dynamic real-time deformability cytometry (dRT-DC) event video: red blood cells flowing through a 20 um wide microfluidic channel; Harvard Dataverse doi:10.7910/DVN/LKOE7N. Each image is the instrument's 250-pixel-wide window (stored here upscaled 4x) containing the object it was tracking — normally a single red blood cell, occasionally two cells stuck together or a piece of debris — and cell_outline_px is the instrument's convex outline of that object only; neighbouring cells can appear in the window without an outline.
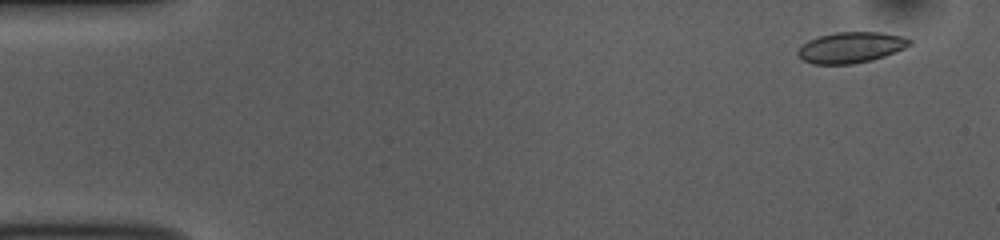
{"species": "common noctule bat (a hibernating species)", "species_latin": "Nyctalus noctula", "temperature_condition": "room temperature", "stored_images_in_passage": 52, "camera_frame_rate_fps": 3000, "um_per_image_px": 0.085, "animal": {"sex": "female", "body_mass_g": 10.0, "forearm_length_mm": 53.1}, "frame": {"image": 1, "passage_image": 3, "time_ms": 0.667, "image_size_px": [1000, 240], "cell_outline_px": [[912, 44], [904, 48], [884, 56], [872, 60], [852, 64], [812, 64], [804, 60], [796, 52], [808, 40], [820, 36], [836, 32], [880, 32], [904, 36], [912, 40]], "centroid_in_image_um": [72.36, 4.03], "position_along_channel_um": 12.6, "area_um2": 20.0}}
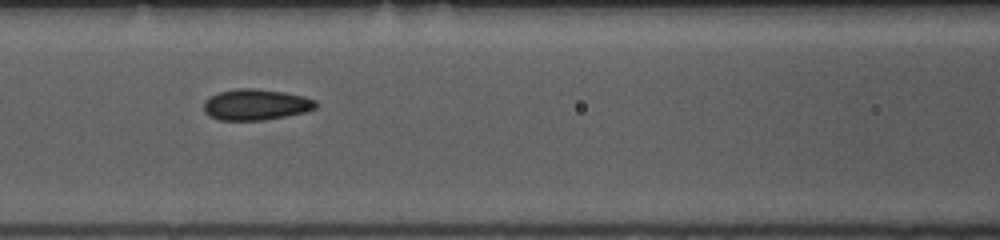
{"frame": {"image": 2, "passage_image": 22, "time_ms": 7.0, "image_size_px": [1000, 240], "cell_outline_px": [[316, 108], [304, 112], [264, 120], [220, 120], [208, 116], [204, 112], [204, 100], [220, 92], [236, 88], [256, 88], [284, 92], [304, 96], [316, 100]], "centroid_in_image_um": [21.73, 8.89], "position_along_channel_um": 144.9, "area_um2": 20.23}}
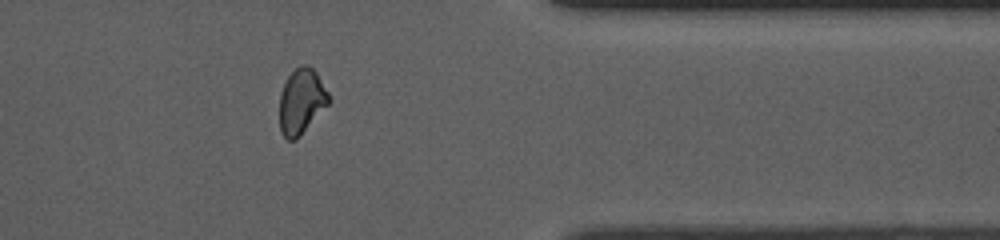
{"frame": {"image": 3, "passage_image": 42, "time_ms": 13.667, "image_size_px": [1000, 240], "cell_outline_px": [[332, 100], [300, 136], [296, 140], [288, 140], [280, 132], [280, 92], [288, 76], [296, 68], [304, 64], [308, 64], [316, 72], [328, 92]], "centroid_in_image_um": [25.63, 8.62], "position_along_channel_um": 385.8, "area_um2": 18.73}, "authors_computed_cell_mechanics": {"area_um2": 19.7965, "velocity_mm_per_s": 3.8462, "shape_relaxation_time_tau1_ms": null, "shape_relaxation_time_tau2_ms": 2.9592, "deformation_change_tau1": null, "deformation_change_tau2": 0.0628}}